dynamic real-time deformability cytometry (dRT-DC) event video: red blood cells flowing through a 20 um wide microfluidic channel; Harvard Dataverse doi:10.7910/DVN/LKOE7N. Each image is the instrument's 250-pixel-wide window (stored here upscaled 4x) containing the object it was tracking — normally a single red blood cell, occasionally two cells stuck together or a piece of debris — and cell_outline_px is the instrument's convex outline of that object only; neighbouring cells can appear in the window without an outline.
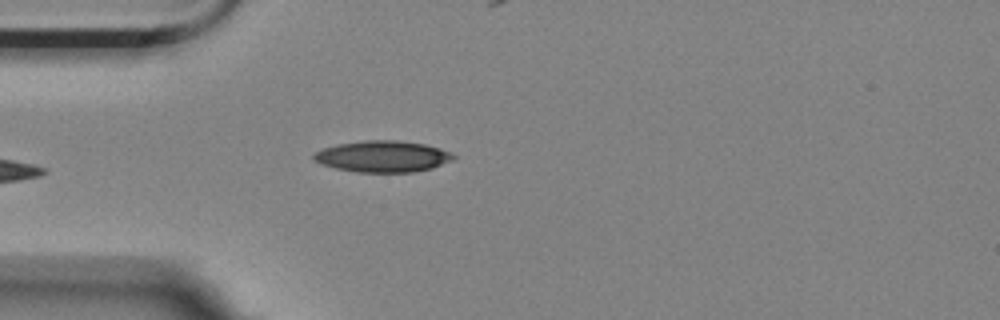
{"species": "Egyptian fruit bat (a non-hibernating species)", "species_latin": "Rousettus aegyptiacus", "temperature_condition": "room temperature", "stored_images_in_passage": 6, "camera_frame_rate_fps": 3000, "um_per_image_px": 0.085, "animal": {"sex": "female"}, "frame": {"image": 1, "passage_image": 6, "time_ms": 1.667, "image_size_px": [1000, 320], "cell_outline_px": [[456, 156], [452, 160], [432, 168], [412, 172], [356, 172], [336, 168], [312, 160], [312, 156], [316, 152], [324, 148], [340, 144], [364, 140], [396, 140], [424, 144], [440, 148], [452, 152]], "centroid_in_image_um": [32.55, 13.29], "position_along_channel_um": 52.4, "area_um2": 25.37}}